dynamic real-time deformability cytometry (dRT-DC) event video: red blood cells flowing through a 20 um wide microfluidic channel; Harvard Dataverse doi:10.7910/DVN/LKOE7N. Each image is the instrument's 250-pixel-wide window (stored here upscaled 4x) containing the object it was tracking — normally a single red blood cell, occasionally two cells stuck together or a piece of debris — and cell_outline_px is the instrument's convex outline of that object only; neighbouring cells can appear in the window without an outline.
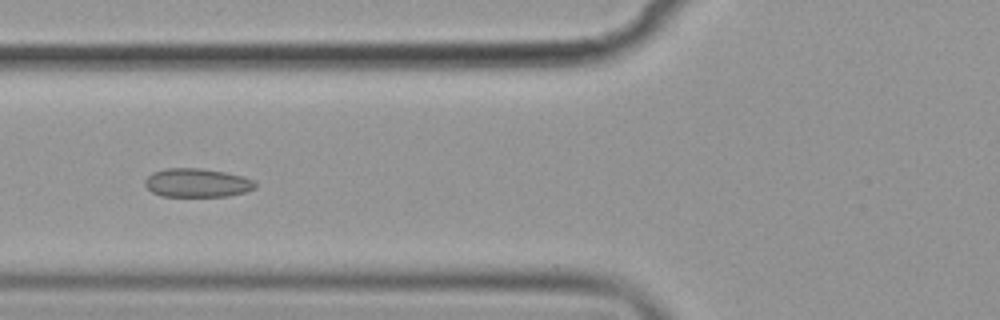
{"species": "common noctule bat (a hibernating species)", "species_latin": "Nyctalus noctula", "temperature_condition": "cold", "stored_images_in_passage": 9, "camera_frame_rate_fps": 3000, "um_per_image_px": 0.085, "animal": {"sex": "female", "body_mass_g": 19.9}, "frame": {"image": 1, "passage_image": 6, "time_ms": 6.667, "image_size_px": [1000, 320], "cell_outline_px": [[256, 188], [244, 192], [228, 196], [160, 196], [152, 192], [144, 184], [144, 180], [152, 172], [168, 168], [200, 168], [224, 172], [244, 176], [252, 180], [256, 184]], "centroid_in_image_um": [16.74, 15.54], "position_along_channel_um": 109.1, "area_um2": 18.44}}
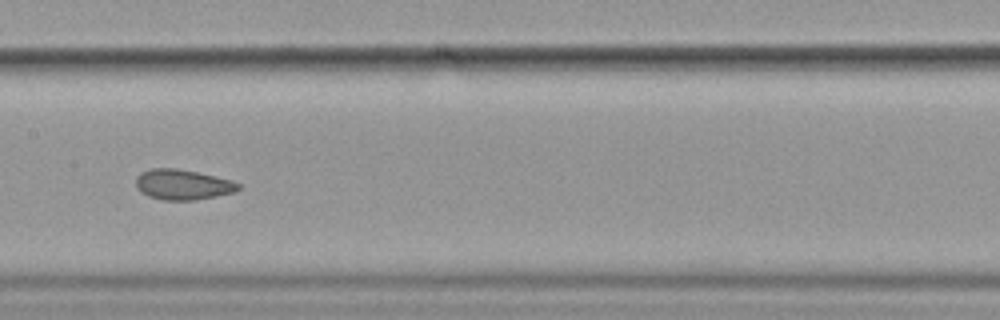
{"frame": {"image": 2, "passage_image": 8, "time_ms": 9.0, "image_size_px": [1000, 320], "cell_outline_px": [[240, 188], [236, 192], [196, 200], [164, 200], [148, 196], [136, 188], [136, 176], [140, 172], [152, 168], [176, 168], [196, 172], [232, 180], [240, 184]], "centroid_in_image_um": [15.52, 15.69], "position_along_channel_um": 191.9, "area_um2": 18.15}}
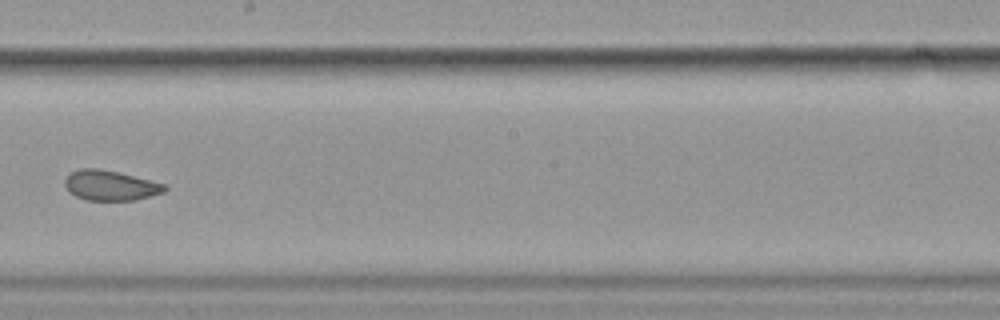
{"frame": {"image": 3, "passage_image": 9, "time_ms": 10.333, "image_size_px": [1000, 320], "cell_outline_px": [[168, 188], [164, 192], [136, 200], [84, 200], [68, 192], [64, 184], [64, 180], [72, 172], [80, 168], [96, 168], [116, 172], [164, 184]], "centroid_in_image_um": [9.34, 15.78], "position_along_channel_um": 238.9, "area_um2": 17.28}}